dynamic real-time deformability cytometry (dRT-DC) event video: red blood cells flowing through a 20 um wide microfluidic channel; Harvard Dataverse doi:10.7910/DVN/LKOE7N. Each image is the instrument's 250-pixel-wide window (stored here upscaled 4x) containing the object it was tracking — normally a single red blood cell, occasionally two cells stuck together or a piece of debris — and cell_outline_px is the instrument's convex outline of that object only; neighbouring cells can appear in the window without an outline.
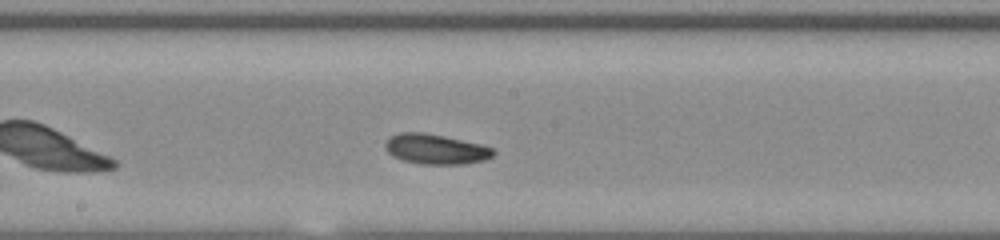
{"species": "common noctule bat (a hibernating species)", "species_latin": "Nyctalus noctula", "temperature_condition": "room temperature", "stored_images_in_passage": 37, "camera_frame_rate_fps": 3000, "um_per_image_px": 0.085, "animal": {"sex": "male", "body_mass_g": 20.0, "forearm_length_mm": 53.3}, "frame": {"image": 1, "passage_image": 16, "time_ms": 5.0, "image_size_px": [1000, 240], "cell_outline_px": [[496, 152], [492, 156], [484, 160], [464, 164], [420, 164], [404, 160], [392, 156], [388, 152], [384, 144], [392, 136], [400, 132], [424, 132], [444, 136], [480, 144], [492, 148]], "centroid_in_image_um": [37.04, 12.68], "position_along_channel_um": 211.2, "area_um2": 18.79}, "authors_computed_cell_mechanics": {"area_um2": 18.4382, "velocity_mm_per_s": 3.7833, "shape_relaxation_time_tau1_ms": 3.6624, "shape_relaxation_time_tau2_ms": null, "deformation_change_tau1": 0.0917, "deformation_change_tau2": null}}